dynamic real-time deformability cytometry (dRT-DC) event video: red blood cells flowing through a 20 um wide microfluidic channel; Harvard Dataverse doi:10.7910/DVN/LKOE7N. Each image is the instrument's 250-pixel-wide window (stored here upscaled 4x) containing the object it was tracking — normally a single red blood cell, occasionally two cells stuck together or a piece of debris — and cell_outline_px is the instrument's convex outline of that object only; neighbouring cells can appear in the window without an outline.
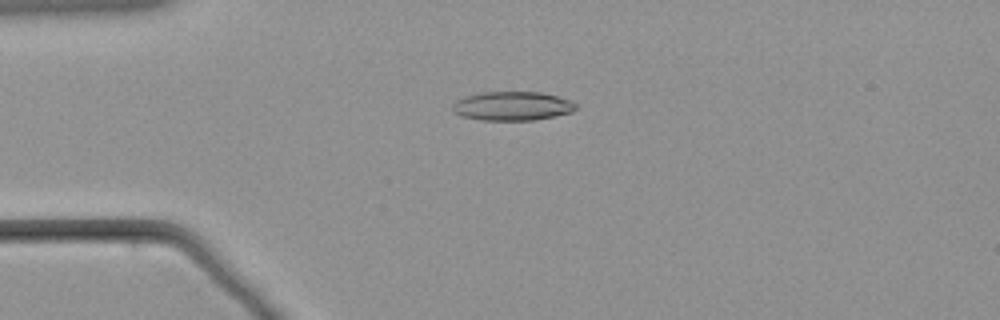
{"species": "common noctule bat (a hibernating species)", "species_latin": "Nyctalus noctula", "temperature_condition": "warm", "stored_images_in_passage": 59, "camera_frame_rate_fps": 3000, "um_per_image_px": 0.085, "animal": {"sex": "male", "body_mass_g": 21.5, "forearm_length_mm": 52.0}, "frame": {"image": 1, "passage_image": 15, "time_ms": 4.667, "image_size_px": [1000, 320], "cell_outline_px": [[576, 108], [572, 112], [532, 120], [480, 120], [460, 116], [452, 112], [452, 104], [456, 100], [464, 96], [480, 92], [540, 92], [572, 100], [576, 104]], "centroid_in_image_um": [43.49, 9.01], "position_along_channel_um": 41.5, "area_um2": 20.92}}
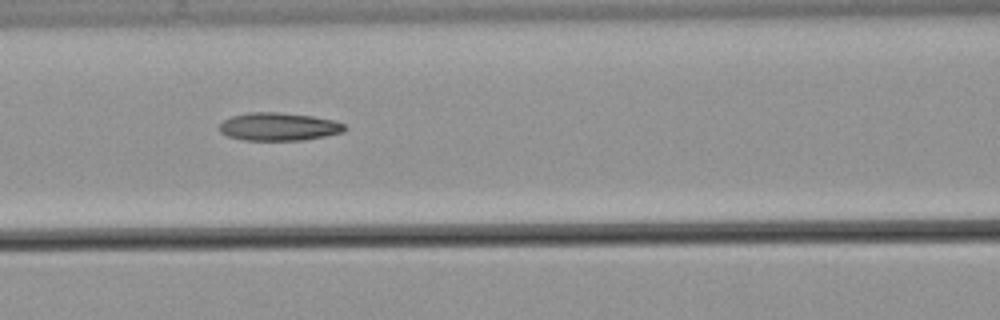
{"frame": {"image": 2, "passage_image": 26, "time_ms": 8.333, "image_size_px": [1000, 320], "cell_outline_px": [[348, 128], [344, 132], [304, 140], [244, 140], [228, 136], [220, 132], [220, 124], [224, 120], [232, 116], [248, 112], [280, 112], [312, 116], [332, 120], [344, 124]], "centroid_in_image_um": [23.7, 10.76], "position_along_channel_um": 142.9, "area_um2": 20.4}}
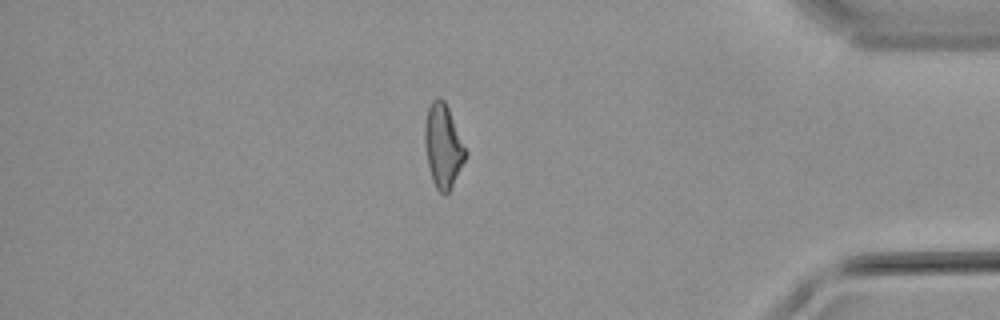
{"frame": {"image": 3, "passage_image": 51, "time_ms": 16.667, "image_size_px": [1000, 320], "cell_outline_px": [[468, 152], [448, 192], [444, 196], [436, 188], [432, 180], [428, 164], [424, 140], [424, 124], [428, 108], [432, 100], [436, 96], [440, 96], [444, 100], [448, 108]], "centroid_in_image_um": [37.64, 12.36], "position_along_channel_um": 397.6, "area_um2": 19.65}}